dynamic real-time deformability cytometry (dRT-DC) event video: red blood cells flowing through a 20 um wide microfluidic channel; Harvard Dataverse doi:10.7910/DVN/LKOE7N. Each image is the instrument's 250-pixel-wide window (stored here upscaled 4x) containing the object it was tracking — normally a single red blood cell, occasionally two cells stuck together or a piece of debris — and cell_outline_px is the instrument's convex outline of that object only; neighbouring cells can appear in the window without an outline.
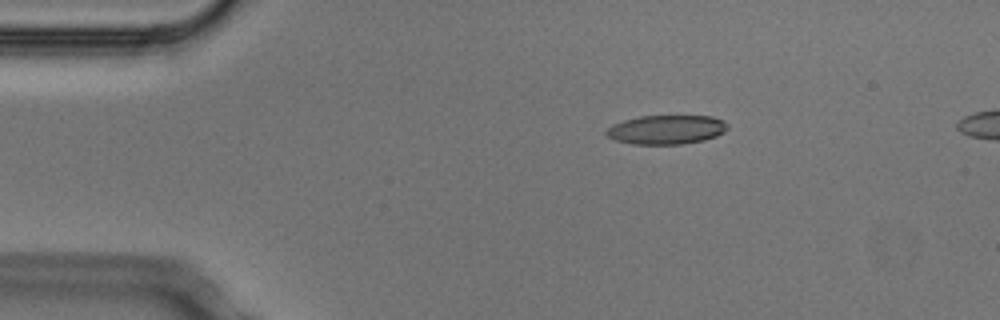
{"species": "Egyptian fruit bat (a non-hibernating species)", "species_latin": "Rousettus aegyptiacus", "temperature_condition": "cold", "stored_images_in_passage": 6, "camera_frame_rate_fps": 3000, "um_per_image_px": 0.085, "animal": {"sex": "male"}, "frame": {"image": 1, "passage_image": 2, "time_ms": 0.333, "image_size_px": [1000, 320], "cell_outline_px": [[728, 128], [724, 132], [716, 136], [704, 140], [684, 144], [632, 144], [616, 140], [608, 136], [604, 132], [612, 124], [624, 120], [640, 116], [712, 116], [724, 120], [728, 124]], "centroid_in_image_um": [56.66, 11.01], "position_along_channel_um": 28.3, "area_um2": 20.63}}
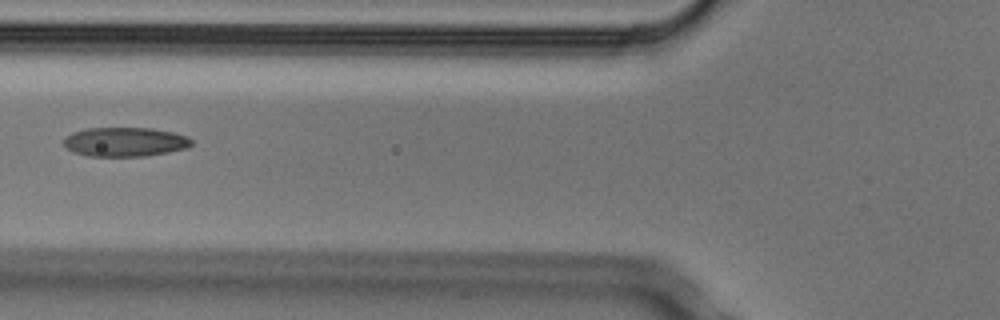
{"frame": {"image": 2, "passage_image": 5, "time_ms": 1.333, "image_size_px": [1000, 320], "cell_outline_px": [[192, 144], [188, 148], [168, 152], [144, 156], [88, 156], [72, 152], [64, 144], [64, 136], [72, 132], [88, 128], [152, 128], [172, 132], [188, 136], [192, 140]], "centroid_in_image_um": [10.62, 12.06], "position_along_channel_um": 115.2, "area_um2": 21.85}}
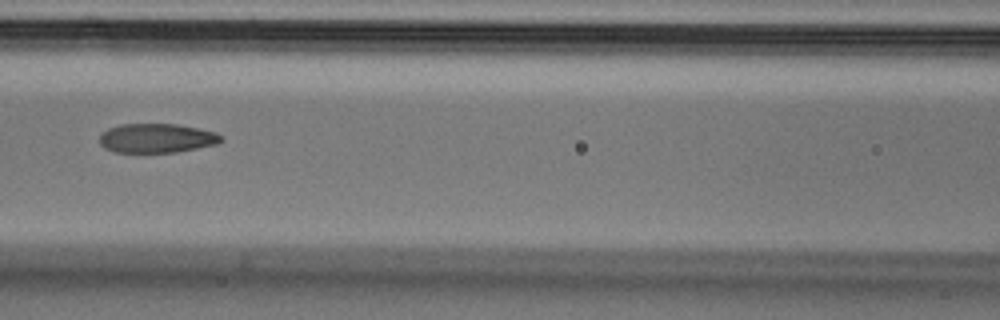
{"frame": {"image": 3, "passage_image": 6, "time_ms": 1.667, "image_size_px": [1000, 320], "cell_outline_px": [[224, 140], [216, 144], [176, 152], [116, 152], [104, 148], [100, 144], [100, 136], [108, 128], [120, 124], [176, 124], [200, 128], [216, 132]], "centroid_in_image_um": [13.32, 11.74], "position_along_channel_um": 153.3, "area_um2": 20.63}}